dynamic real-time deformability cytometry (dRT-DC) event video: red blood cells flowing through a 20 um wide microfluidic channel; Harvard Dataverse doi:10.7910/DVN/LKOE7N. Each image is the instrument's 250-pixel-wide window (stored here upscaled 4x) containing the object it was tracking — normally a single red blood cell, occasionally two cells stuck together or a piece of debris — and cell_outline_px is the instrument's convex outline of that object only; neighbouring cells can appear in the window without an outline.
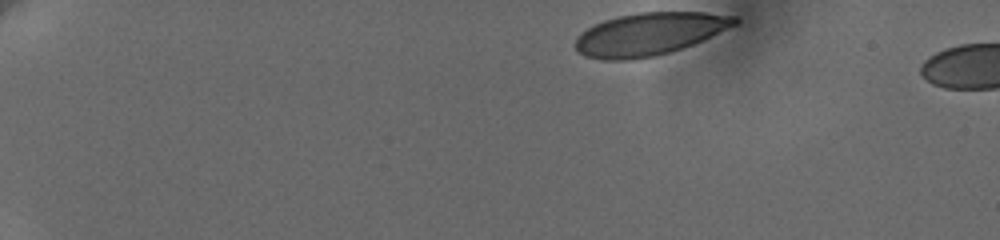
{"species": "human", "species_latin": "Homo sapiens", "temperature_condition": "cold", "stored_images_in_passage": 49, "camera_frame_rate_fps": 3000, "um_per_image_px": 0.085, "donor": {"sex": "female"}, "frame": {"image": 1, "passage_image": 1, "time_ms": 0.0, "image_size_px": [1000, 240], "cell_outline_px": [[740, 20], [736, 24], [692, 44], [668, 52], [652, 56], [628, 60], [604, 60], [584, 56], [572, 44], [576, 36], [580, 32], [604, 20], [616, 16], [640, 12], [704, 12], [736, 16]], "centroid_in_image_um": [55.13, 2.88], "position_along_channel_um": 29.9, "area_um2": 39.25}}
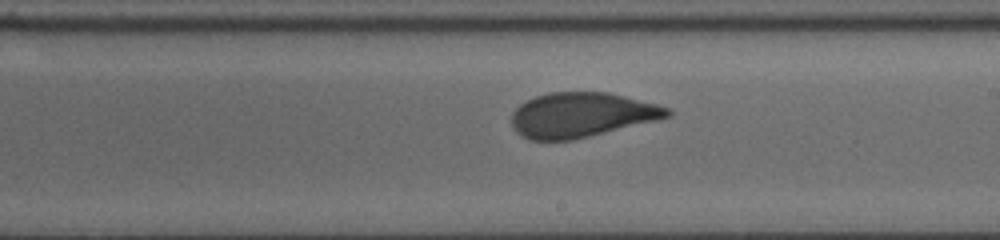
{"frame": {"image": 2, "passage_image": 28, "time_ms": 9.0, "image_size_px": [1000, 240], "cell_outline_px": [[672, 116], [656, 120], [572, 140], [528, 140], [520, 136], [512, 128], [512, 112], [520, 104], [536, 96], [548, 92], [608, 92], [656, 104], [668, 108], [672, 112]], "centroid_in_image_um": [49.39, 9.77], "position_along_channel_um": 239.6, "area_um2": 40.46}}
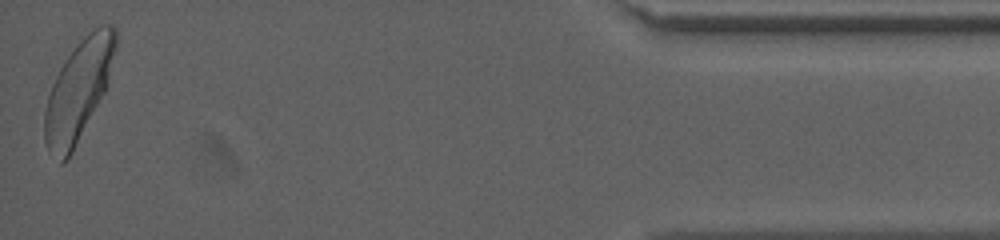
{"frame": {"image": 3, "passage_image": 49, "time_ms": 16.0, "image_size_px": [1000, 240], "cell_outline_px": [[116, 48], [108, 80], [104, 92], [68, 160], [64, 164], [60, 164], [48, 152], [44, 140], [44, 112], [48, 96], [52, 84], [60, 68], [76, 44], [88, 32], [100, 24], [112, 24], [116, 28]], "centroid_in_image_um": [6.65, 7.71], "position_along_channel_um": 428.6, "area_um2": 41.27}, "authors_computed_cell_mechanics": {"area_um2": 41.1536, "velocity_mm_per_s": 3.6109, "shape_relaxation_time_tau1_ms": 6.5558, "shape_relaxation_time_tau2_ms": null, "deformation_change_tau1": 0.1667, "deformation_change_tau2": null}}